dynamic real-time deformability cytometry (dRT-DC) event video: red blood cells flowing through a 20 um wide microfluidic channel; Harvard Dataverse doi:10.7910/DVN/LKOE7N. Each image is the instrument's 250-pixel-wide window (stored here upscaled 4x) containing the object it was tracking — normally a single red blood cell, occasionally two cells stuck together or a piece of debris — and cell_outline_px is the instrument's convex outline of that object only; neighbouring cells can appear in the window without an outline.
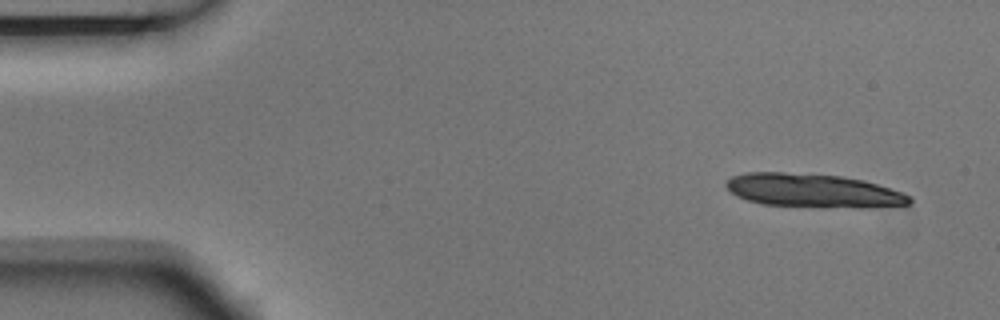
{"species": "Egyptian fruit bat (a non-hibernating species)", "species_latin": "Rousettus aegyptiacus", "temperature_condition": "room temperature", "stored_images_in_passage": 5, "camera_frame_rate_fps": 3000, "um_per_image_px": 0.085, "animal": {"sex": "male"}, "frame": {"image": 1, "passage_image": 1, "time_ms": 0.0, "image_size_px": [1000, 320], "cell_outline_px": [[912, 204], [860, 208], [760, 204], [736, 196], [724, 184], [732, 176], [744, 172], [784, 172], [840, 176], [864, 180], [912, 196]], "centroid_in_image_um": [69.11, 16.2], "position_along_channel_um": 15.9, "area_um2": 35.72}}
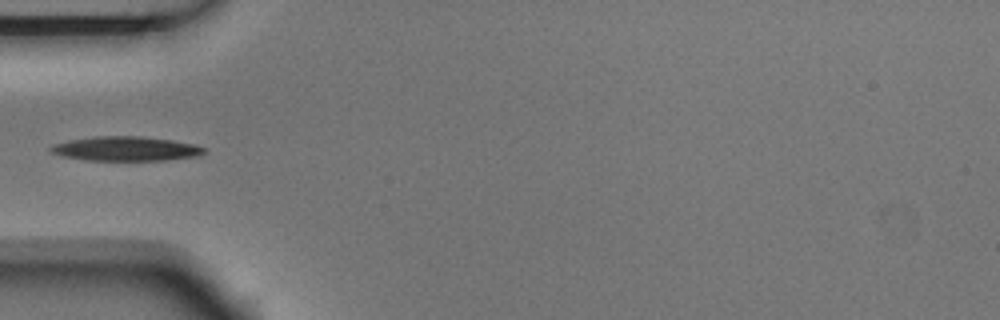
{"frame": {"image": 2, "passage_image": 5, "time_ms": 1.333, "image_size_px": [1000, 320], "cell_outline_px": [[204, 152], [200, 156], [164, 160], [84, 160], [60, 156], [52, 152], [48, 148], [52, 144], [68, 140], [92, 136], [144, 136], [172, 140], [196, 144], [204, 148]], "centroid_in_image_um": [10.66, 12.63], "position_along_channel_um": 74.3, "area_um2": 22.02}}